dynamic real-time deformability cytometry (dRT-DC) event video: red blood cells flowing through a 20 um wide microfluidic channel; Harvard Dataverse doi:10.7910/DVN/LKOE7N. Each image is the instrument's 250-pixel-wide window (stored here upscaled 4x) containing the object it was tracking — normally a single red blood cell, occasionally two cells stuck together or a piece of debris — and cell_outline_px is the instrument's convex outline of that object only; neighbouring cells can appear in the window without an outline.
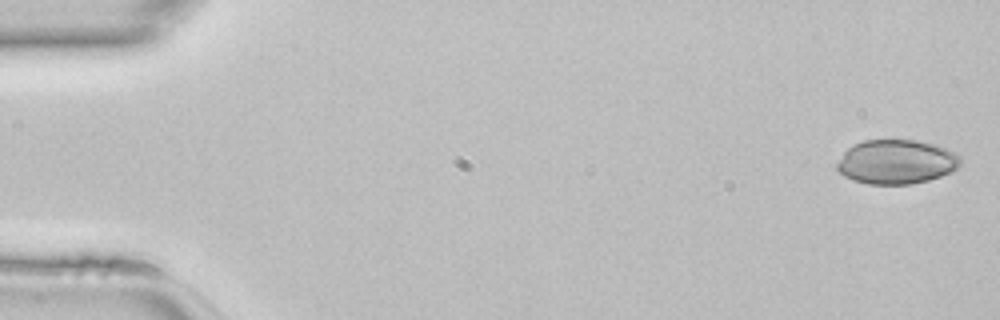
{"species": "common noctule bat (a hibernating species)", "species_latin": "Nyctalus noctula", "temperature_condition": "room temperature", "stored_images_in_passage": 46, "camera_frame_rate_fps": 3000, "um_per_image_px": 0.085, "animal": {"sex": "female", "body_mass_g": 22.7, "forearm_length_mm": 54.2}, "frame": {"image": 1, "passage_image": 1, "time_ms": 0.0, "image_size_px": [1000, 320], "cell_outline_px": [[960, 164], [956, 168], [940, 176], [928, 180], [912, 184], [868, 184], [852, 180], [844, 176], [836, 168], [836, 164], [844, 152], [852, 144], [864, 140], [916, 140], [932, 144], [944, 148], [960, 156]], "centroid_in_image_um": [76.14, 13.76], "position_along_channel_um": 8.9, "area_um2": 31.67}}
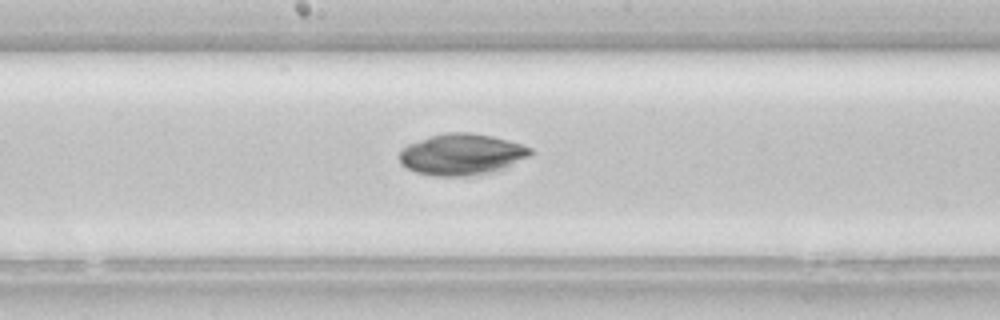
{"frame": {"image": 2, "passage_image": 24, "time_ms": 7.667, "image_size_px": [1000, 320], "cell_outline_px": [[536, 152], [532, 156], [500, 168], [488, 172], [468, 176], [432, 176], [416, 172], [400, 164], [400, 152], [408, 144], [432, 136], [448, 132], [468, 132], [492, 136], [520, 144], [532, 148]], "centroid_in_image_um": [39.25, 13.12], "position_along_channel_um": 209.0, "area_um2": 31.15}}
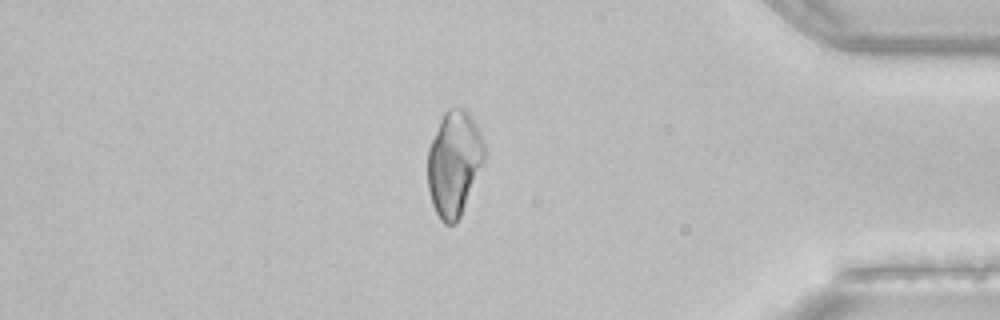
{"frame": {"image": 3, "passage_image": 39, "time_ms": 12.667, "image_size_px": [1000, 320], "cell_outline_px": [[488, 152], [460, 216], [452, 224], [444, 224], [440, 220], [432, 204], [428, 188], [428, 148], [440, 120], [444, 112], [448, 108], [464, 108], [472, 116], [484, 140]], "centroid_in_image_um": [38.61, 13.84], "position_along_channel_um": 396.6, "area_um2": 34.8}}